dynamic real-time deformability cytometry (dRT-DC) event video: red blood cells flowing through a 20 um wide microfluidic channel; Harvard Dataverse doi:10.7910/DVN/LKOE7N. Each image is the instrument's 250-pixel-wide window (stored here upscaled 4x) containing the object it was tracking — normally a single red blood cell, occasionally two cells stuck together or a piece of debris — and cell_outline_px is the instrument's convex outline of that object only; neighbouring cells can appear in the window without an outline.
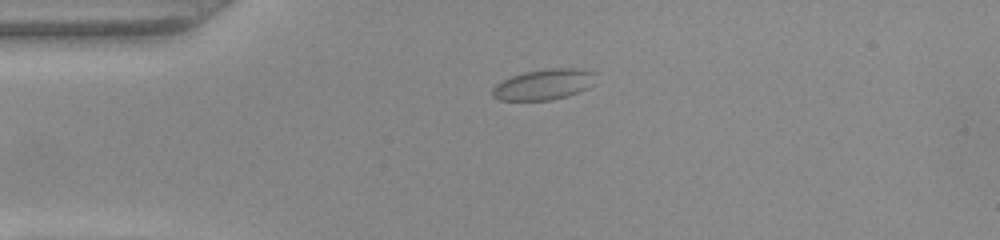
{"species": "common noctule bat (a hibernating species)", "species_latin": "Nyctalus noctula", "temperature_condition": "warm", "stored_images_in_passage": 41, "camera_frame_rate_fps": 3000, "um_per_image_px": 0.085, "animal": {"sex": "female", "body_mass_g": 22.0, "forearm_length_mm": 56.7}, "frame": {"image": 1, "passage_image": 2, "time_ms": 0.333, "image_size_px": [1000, 240], "cell_outline_px": [[596, 72], [592, 84], [588, 88], [580, 92], [568, 96], [552, 100], [500, 100], [492, 96], [492, 88], [496, 84], [512, 76], [524, 72], [552, 68], [576, 68]], "centroid_in_image_um": [46.24, 7.18], "position_along_channel_um": 38.8, "area_um2": 18.44}}
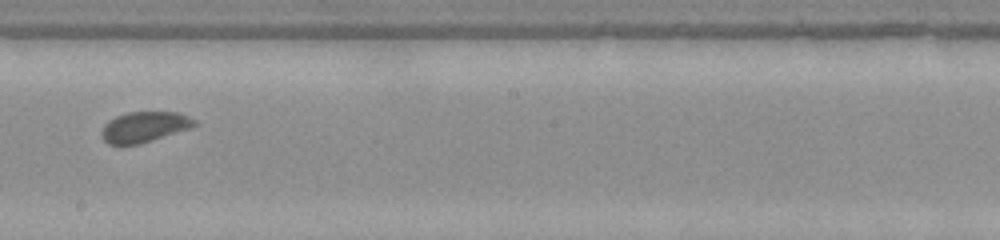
{"frame": {"image": 2, "passage_image": 19, "time_ms": 6.0, "image_size_px": [1000, 240], "cell_outline_px": [[200, 124], [192, 128], [140, 144], [108, 144], [100, 136], [100, 132], [104, 124], [108, 120], [116, 116], [128, 112], [180, 112], [196, 120]], "centroid_in_image_um": [12.29, 10.78], "position_along_channel_um": 235.9, "area_um2": 16.82}}
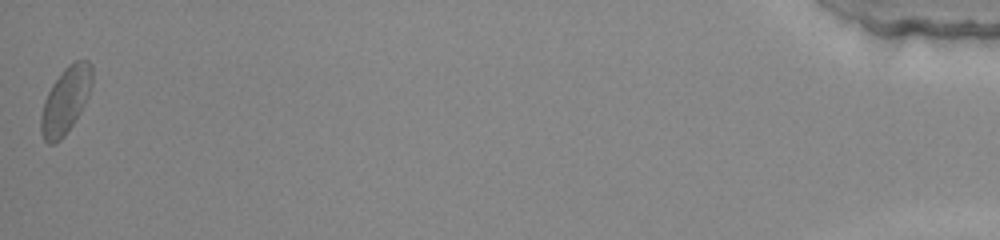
{"frame": {"image": 3, "passage_image": 41, "time_ms": 13.333, "image_size_px": [1000, 240], "cell_outline_px": [[92, 84], [88, 96], [80, 112], [64, 136], [56, 144], [48, 144], [44, 140], [40, 132], [40, 116], [44, 100], [52, 84], [64, 68], [68, 64], [76, 60], [88, 60], [92, 64]], "centroid_in_image_um": [5.56, 8.53], "position_along_channel_um": 429.6, "area_um2": 19.88}, "authors_computed_cell_mechanics": {"area_um2": 17.051, "velocity_mm_per_s": 4.0018, "shape_relaxation_time_tau1_ms": 4.2541, "shape_relaxation_time_tau2_ms": null, "deformation_change_tau1": 0.0793, "deformation_change_tau2": null}}